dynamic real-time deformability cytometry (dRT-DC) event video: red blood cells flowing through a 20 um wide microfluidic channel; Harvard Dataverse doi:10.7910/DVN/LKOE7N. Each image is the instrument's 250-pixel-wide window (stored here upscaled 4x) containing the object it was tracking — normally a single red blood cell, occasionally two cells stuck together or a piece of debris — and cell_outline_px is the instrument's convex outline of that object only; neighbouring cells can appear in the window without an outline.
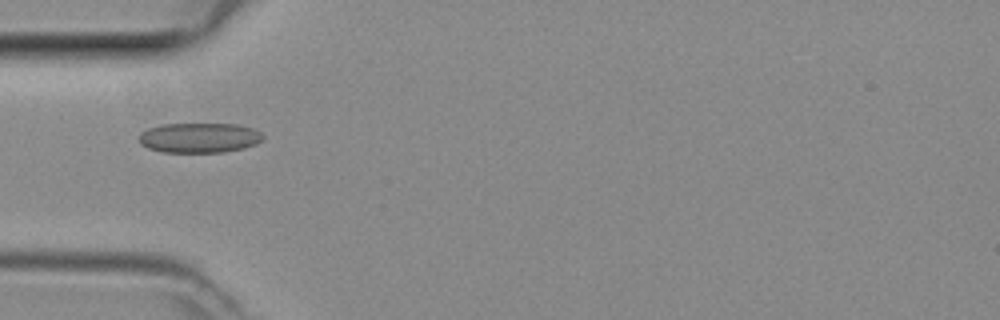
{"species": "common noctule bat (a hibernating species)", "species_latin": "Nyctalus noctula", "temperature_condition": "room temperature", "stored_images_in_passage": 34, "camera_frame_rate_fps": 3000, "um_per_image_px": 0.085, "animal": {"sex": "female", "body_mass_g": 29.2, "forearm_length_mm": 56.3}, "frame": {"image": 1, "passage_image": 1, "time_ms": 0.0, "image_size_px": [1000, 320], "cell_outline_px": [[264, 136], [256, 144], [244, 148], [224, 152], [164, 152], [148, 148], [140, 144], [140, 132], [148, 128], [164, 124], [236, 124], [252, 128], [260, 132]], "centroid_in_image_um": [16.93, 11.71], "position_along_channel_um": 68.1, "area_um2": 21.56}}
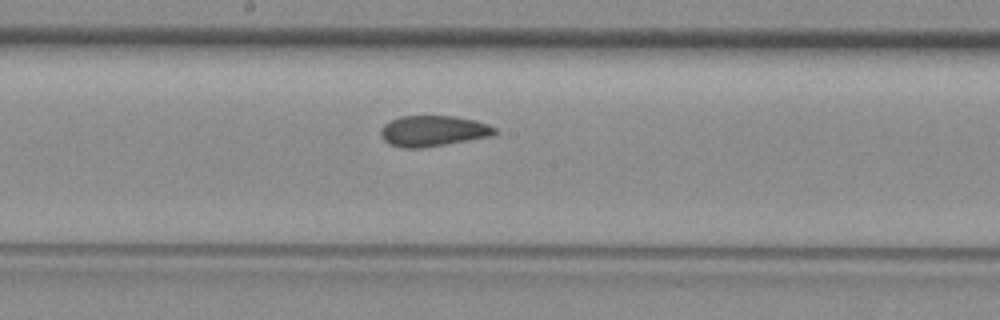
{"frame": {"image": 2, "passage_image": 11, "time_ms": 3.333, "image_size_px": [1000, 320], "cell_outline_px": [[496, 132], [488, 136], [468, 140], [424, 148], [404, 148], [388, 144], [380, 136], [380, 132], [384, 124], [400, 116], [452, 116], [476, 120], [488, 124], [496, 128]], "centroid_in_image_um": [36.77, 11.13], "position_along_channel_um": 211.4, "area_um2": 20.35}}
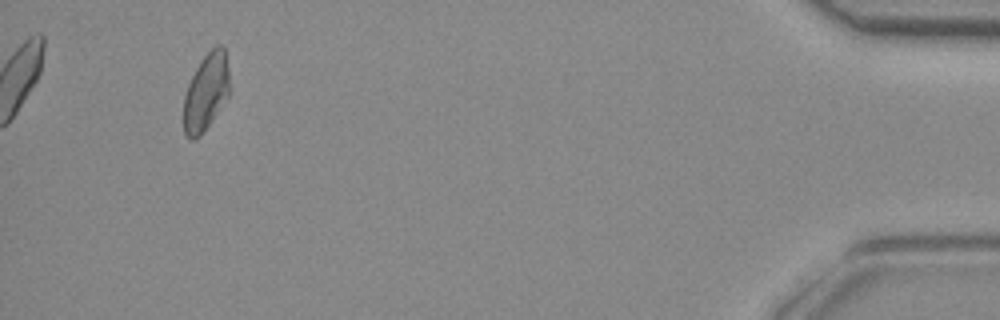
{"frame": {"image": 3, "passage_image": 31, "time_ms": 10.0, "image_size_px": [1000, 320], "cell_outline_px": [[228, 96], [200, 136], [196, 140], [192, 140], [184, 132], [184, 96], [188, 84], [200, 60], [216, 44], [220, 44], [224, 48], [228, 68]], "centroid_in_image_um": [17.5, 7.81], "position_along_channel_um": 417.7, "area_um2": 20.23}}